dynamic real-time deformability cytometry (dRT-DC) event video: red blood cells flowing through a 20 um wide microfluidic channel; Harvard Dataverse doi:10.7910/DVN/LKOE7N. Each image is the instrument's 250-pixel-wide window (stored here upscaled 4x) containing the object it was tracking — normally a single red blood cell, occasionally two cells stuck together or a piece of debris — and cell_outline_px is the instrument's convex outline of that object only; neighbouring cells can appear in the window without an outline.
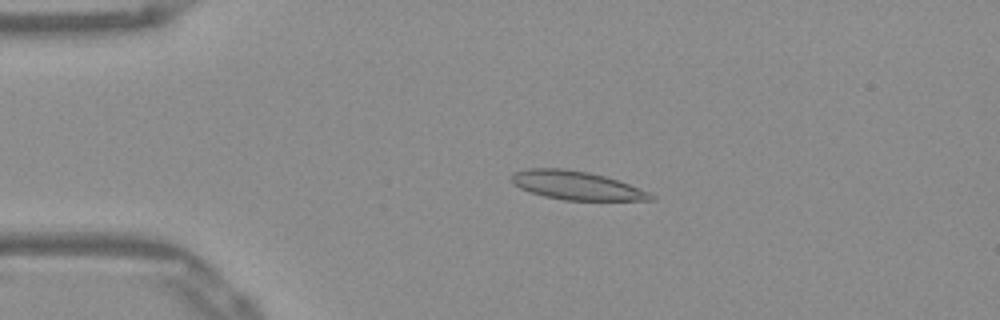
{"species": "Egyptian fruit bat (a non-hibernating species)", "species_latin": "Rousettus aegyptiacus", "temperature_condition": "warm", "stored_images_in_passage": 52, "camera_frame_rate_fps": 3000, "um_per_image_px": 0.085, "frame": {"image": 1, "passage_image": 11, "time_ms": 3.333, "image_size_px": [1000, 320], "cell_outline_px": [[656, 200], [564, 200], [544, 196], [520, 188], [512, 180], [512, 172], [528, 168], [564, 168], [588, 172], [604, 176], [628, 184], [648, 192], [656, 196]], "centroid_in_image_um": [49.0, 15.76], "position_along_channel_um": 36.0, "area_um2": 22.95}}
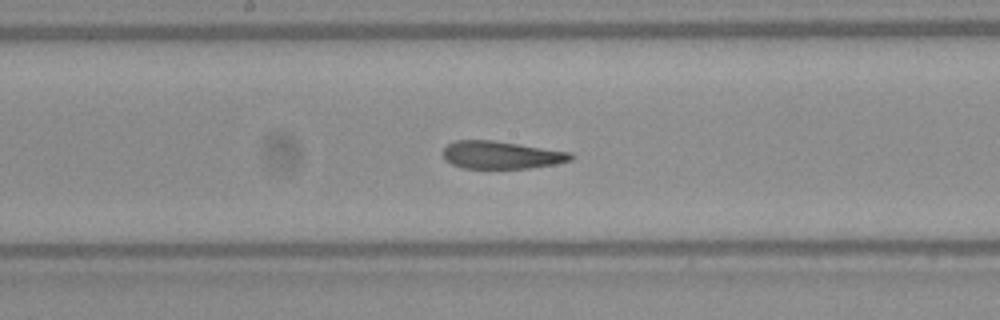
{"frame": {"image": 2, "passage_image": 27, "time_ms": 8.667, "image_size_px": [1000, 320], "cell_outline_px": [[572, 160], [552, 164], [528, 168], [464, 168], [452, 164], [444, 156], [444, 148], [448, 144], [456, 140], [492, 140], [572, 152]], "centroid_in_image_um": [42.61, 13.16], "position_along_channel_um": 205.6, "area_um2": 20.29}}
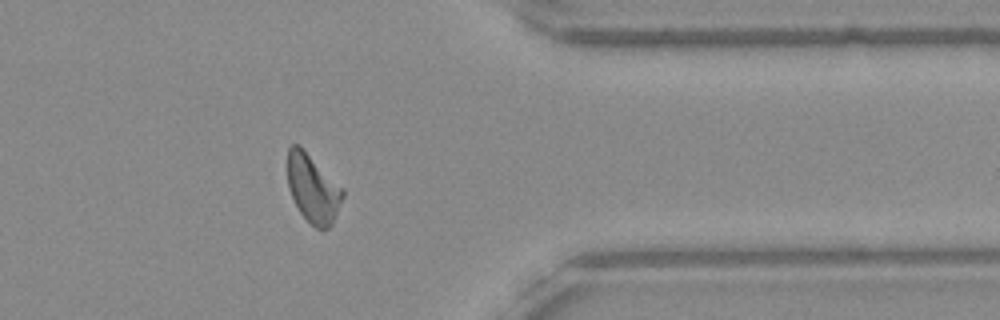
{"frame": {"image": 3, "passage_image": 42, "time_ms": 13.667, "image_size_px": [1000, 320], "cell_outline_px": [[344, 196], [332, 224], [328, 228], [316, 228], [300, 212], [288, 188], [288, 148], [292, 144], [300, 144], [344, 188]], "centroid_in_image_um": [26.61, 15.98], "position_along_channel_um": 384.8, "area_um2": 21.96}, "authors_computed_cell_mechanics": {"area_um2": 21.7328, "velocity_mm_per_s": 3.8817, "shape_relaxation_time_tau1_ms": null, "shape_relaxation_time_tau2_ms": 3.1362, "deformation_change_tau1": null, "deformation_change_tau2": 0.1202}}